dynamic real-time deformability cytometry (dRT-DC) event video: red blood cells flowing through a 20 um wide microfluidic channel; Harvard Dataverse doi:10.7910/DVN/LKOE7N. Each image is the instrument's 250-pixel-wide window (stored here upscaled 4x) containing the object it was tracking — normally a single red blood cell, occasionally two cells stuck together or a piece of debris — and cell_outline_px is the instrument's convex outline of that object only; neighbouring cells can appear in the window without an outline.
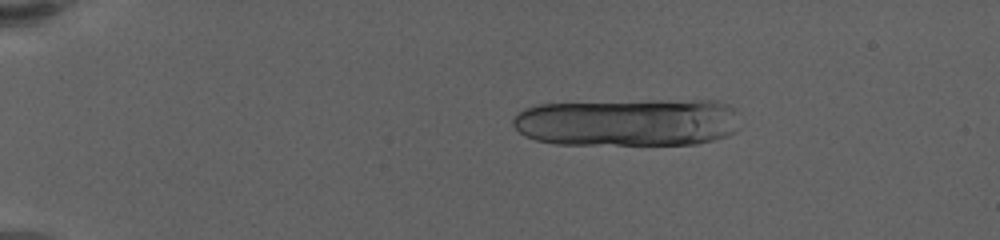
{"species": "human", "species_latin": "Homo sapiens", "temperature_condition": "warm", "stored_images_in_passage": 22, "camera_frame_rate_fps": 3000, "um_per_image_px": 0.085, "donor": {"sex": "female"}, "frame": {"image": 1, "passage_image": 12, "time_ms": 3.667, "image_size_px": [1000, 240], "cell_outline_px": [[736, 132], [728, 136], [696, 144], [556, 144], [536, 140], [524, 136], [512, 124], [512, 120], [516, 112], [524, 108], [536, 104], [656, 100], [716, 100], [728, 104], [732, 108]], "centroid_in_image_um": [53.3, 10.39], "position_along_channel_um": 31.7, "area_um2": 63.46}}